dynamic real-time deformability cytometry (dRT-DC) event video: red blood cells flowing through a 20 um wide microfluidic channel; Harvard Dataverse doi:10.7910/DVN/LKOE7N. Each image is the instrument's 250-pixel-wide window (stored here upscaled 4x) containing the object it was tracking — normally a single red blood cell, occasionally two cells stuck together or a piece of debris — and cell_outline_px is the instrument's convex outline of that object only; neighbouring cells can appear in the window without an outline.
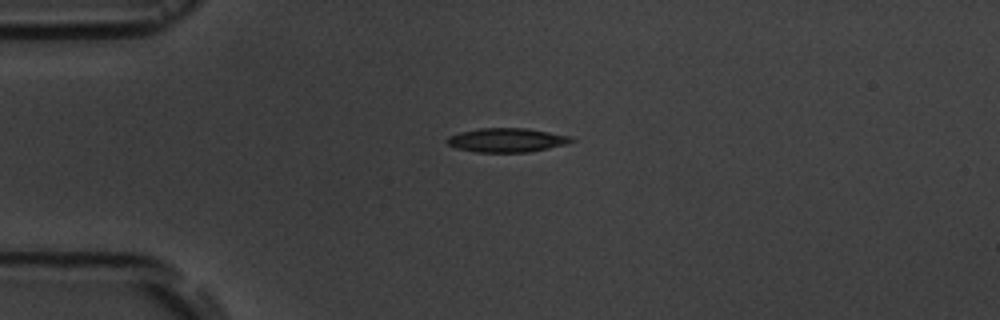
{"species": "common noctule bat (a hibernating species)", "species_latin": "Nyctalus noctula", "temperature_condition": "room temperature", "stored_images_in_passage": 5, "camera_frame_rate_fps": 3000, "um_per_image_px": 0.085, "animal": {"sex": "male", "body_mass_g": 19.5, "forearm_length_mm": 54.6}, "frame": {"image": 1, "passage_image": 5, "time_ms": 5.667, "image_size_px": [1000, 320], "cell_outline_px": [[576, 140], [568, 144], [528, 152], [476, 152], [456, 148], [448, 144], [444, 140], [448, 136], [460, 132], [480, 128], [528, 128], [572, 136]], "centroid_in_image_um": [43.09, 11.9], "position_along_channel_um": 41.9, "area_um2": 17.57}}